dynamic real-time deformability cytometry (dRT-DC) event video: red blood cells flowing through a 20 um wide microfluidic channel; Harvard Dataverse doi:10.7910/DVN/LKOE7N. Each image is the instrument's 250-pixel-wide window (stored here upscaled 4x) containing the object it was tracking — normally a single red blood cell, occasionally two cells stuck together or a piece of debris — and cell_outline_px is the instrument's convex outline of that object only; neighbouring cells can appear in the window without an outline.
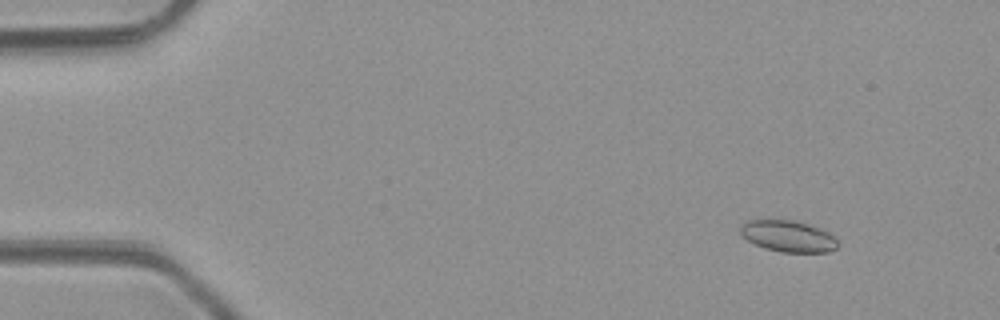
{"species": "common noctule bat (a hibernating species)", "species_latin": "Nyctalus noctula", "temperature_condition": "room temperature", "stored_images_in_passage": 3, "camera_frame_rate_fps": 3000, "um_per_image_px": 0.085, "animal": {"sex": "male", "body_mass_g": 23.1, "forearm_length_mm": 52.7}, "frame": {"image": 1, "passage_image": 1, "time_ms": 0.0, "image_size_px": [1000, 320], "cell_outline_px": [[836, 248], [828, 252], [780, 252], [764, 248], [748, 240], [740, 232], [740, 228], [744, 220], [796, 220], [820, 228], [828, 232], [836, 240]], "centroid_in_image_um": [66.97, 20.07], "position_along_channel_um": 18.0, "area_um2": 17.69}}
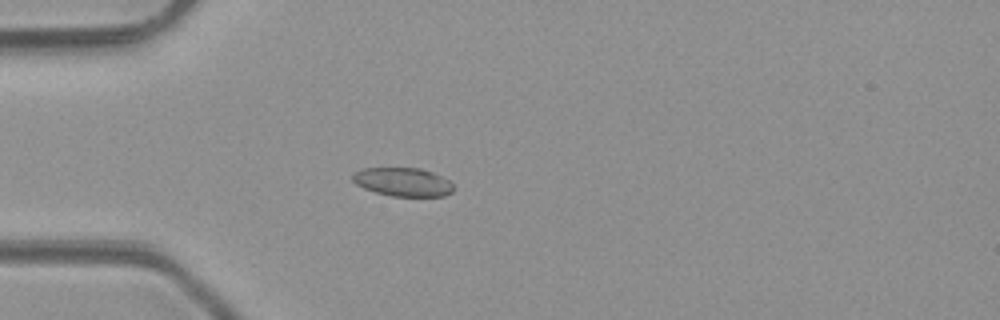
{"frame": {"image": 2, "passage_image": 3, "time_ms": 3.0, "image_size_px": [1000, 320], "cell_outline_px": [[452, 192], [444, 196], [392, 196], [376, 192], [364, 188], [356, 184], [352, 180], [352, 172], [364, 168], [420, 168], [432, 172], [448, 180], [452, 184]], "centroid_in_image_um": [34.21, 15.46], "position_along_channel_um": 50.8, "area_um2": 16.7}}